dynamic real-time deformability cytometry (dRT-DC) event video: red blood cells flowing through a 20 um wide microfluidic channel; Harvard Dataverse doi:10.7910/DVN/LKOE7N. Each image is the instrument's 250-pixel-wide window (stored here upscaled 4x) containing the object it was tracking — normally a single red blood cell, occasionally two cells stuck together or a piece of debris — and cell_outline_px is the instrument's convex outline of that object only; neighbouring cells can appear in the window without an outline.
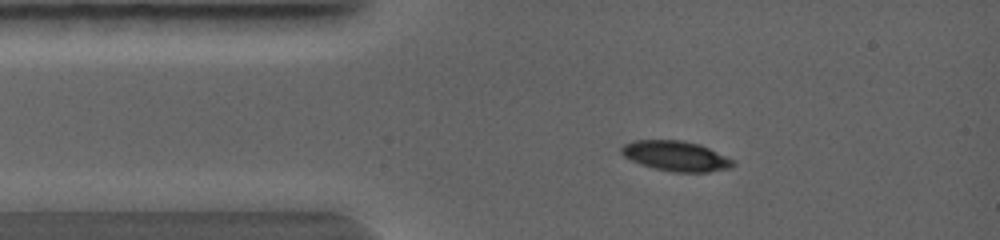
{"species": "common noctule bat (a hibernating species)", "species_latin": "Nyctalus noctula", "temperature_condition": "warm", "stored_images_in_passage": 13, "camera_frame_rate_fps": 5000, "um_per_image_px": 0.085, "animal": {"sex": "female", "body_mass_g": 19.0, "forearm_length_mm": 56.7}, "frame": {"image": 1, "passage_image": 6, "time_ms": 1.2, "image_size_px": [1000, 240], "cell_outline_px": [[736, 164], [728, 168], [708, 172], [672, 172], [652, 168], [640, 164], [624, 156], [620, 152], [620, 148], [624, 144], [632, 140], [684, 140], [700, 144], [736, 160]], "centroid_in_image_um": [57.46, 13.26], "position_along_channel_um": 27.5, "area_um2": 19.83}}
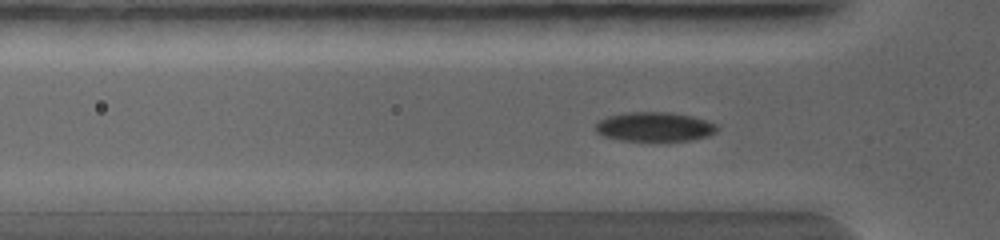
{"frame": {"image": 2, "passage_image": 10, "time_ms": 2.2, "image_size_px": [1000, 240], "cell_outline_px": [[720, 128], [716, 132], [708, 136], [692, 140], [620, 140], [604, 136], [596, 132], [596, 124], [600, 120], [608, 116], [624, 112], [672, 112], [692, 116], [716, 124]], "centroid_in_image_um": [55.65, 10.76], "position_along_channel_um": 70.1, "area_um2": 20.69}}
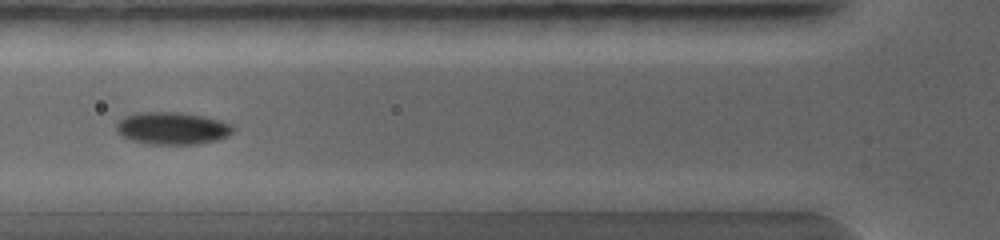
{"frame": {"image": 3, "passage_image": 13, "time_ms": 2.8, "image_size_px": [1000, 240], "cell_outline_px": [[236, 128], [228, 136], [216, 140], [200, 144], [148, 144], [132, 140], [116, 132], [116, 124], [124, 116], [136, 112], [180, 112], [220, 120], [232, 124]], "centroid_in_image_um": [14.65, 10.9], "position_along_channel_um": 111.2, "area_um2": 22.08}}